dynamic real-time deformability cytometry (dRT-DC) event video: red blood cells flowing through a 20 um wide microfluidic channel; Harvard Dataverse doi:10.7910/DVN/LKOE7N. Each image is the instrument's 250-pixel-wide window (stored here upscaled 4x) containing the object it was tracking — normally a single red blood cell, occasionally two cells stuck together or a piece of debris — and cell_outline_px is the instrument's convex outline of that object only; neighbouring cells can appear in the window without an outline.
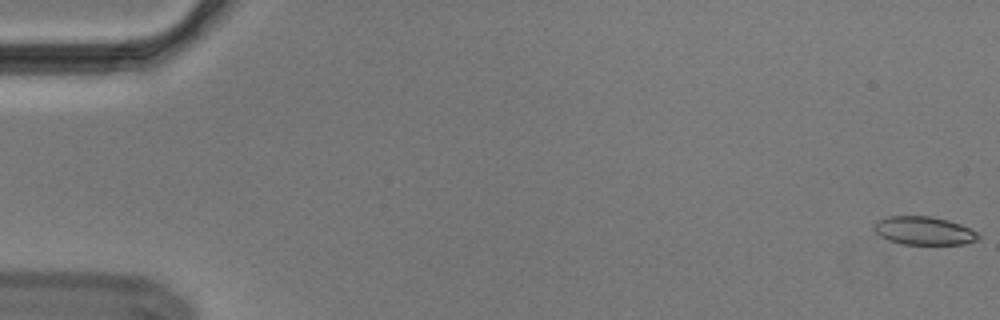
{"species": "Egyptian fruit bat (a non-hibernating species)", "species_latin": "Rousettus aegyptiacus", "temperature_condition": "cold", "stored_images_in_passage": 55, "segment_of_instrument_passage": [1, 2], "camera_frame_rate_fps": 3000, "um_per_image_px": 0.085, "animal": {"sex": "male"}, "frame": {"image": 1, "passage_image": 1, "time_ms": 0.0, "image_size_px": [1000, 320], "cell_outline_px": [[980, 240], [964, 244], [900, 244], [888, 240], [880, 236], [872, 228], [876, 220], [888, 216], [932, 216], [948, 220], [960, 224], [976, 232], [980, 236]], "centroid_in_image_um": [78.51, 19.61], "position_along_channel_um": 6.5, "area_um2": 17.34}}
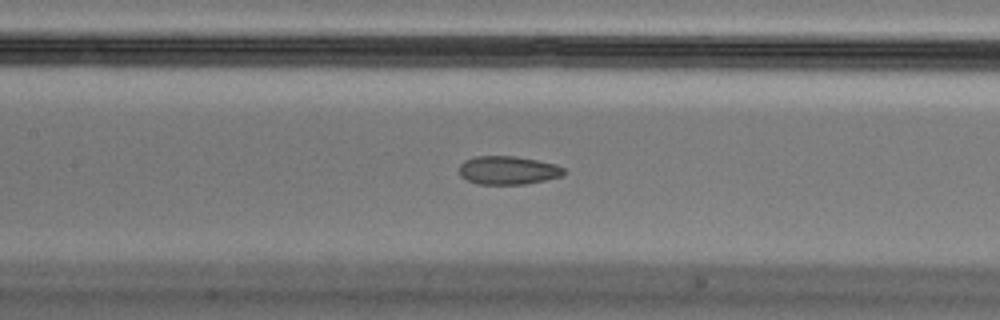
{"frame": {"image": 2, "passage_image": 26, "time_ms": 8.333, "image_size_px": [1000, 320], "cell_outline_px": [[564, 172], [560, 176], [544, 180], [524, 184], [476, 184], [460, 176], [460, 164], [464, 160], [472, 156], [516, 156], [556, 164], [564, 168]], "centroid_in_image_um": [43.14, 14.46], "position_along_channel_um": 164.3, "area_um2": 17.28}}
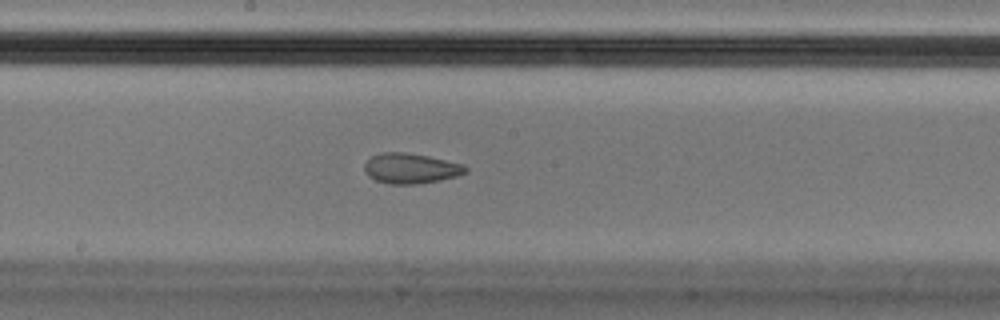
{"frame": {"image": 3, "passage_image": 30, "time_ms": 9.667, "image_size_px": [1000, 320], "cell_outline_px": [[468, 172], [456, 176], [440, 180], [416, 184], [388, 184], [376, 180], [368, 176], [364, 172], [364, 164], [372, 156], [380, 152], [404, 152], [428, 156], [464, 164], [468, 168]], "centroid_in_image_um": [34.91, 14.31], "position_along_channel_um": 213.3, "area_um2": 17.92}}